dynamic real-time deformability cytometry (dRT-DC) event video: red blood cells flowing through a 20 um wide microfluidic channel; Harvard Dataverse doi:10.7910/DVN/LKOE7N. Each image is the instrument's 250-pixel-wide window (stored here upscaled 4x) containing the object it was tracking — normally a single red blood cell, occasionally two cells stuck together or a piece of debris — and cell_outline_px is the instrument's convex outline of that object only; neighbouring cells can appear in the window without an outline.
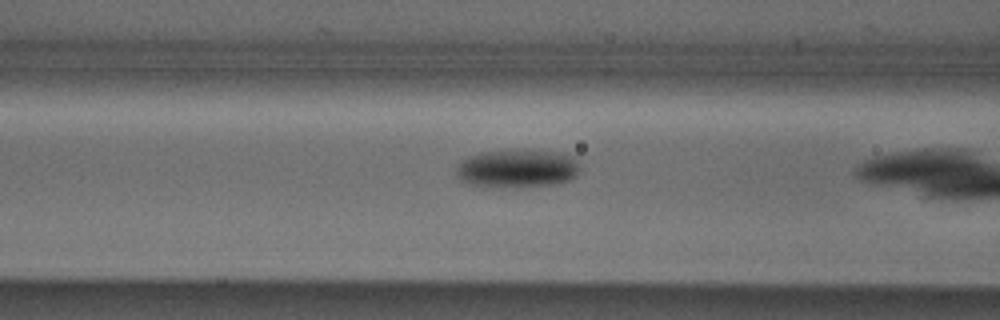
{"species": "Egyptian fruit bat (a non-hibernating species)", "species_latin": "Rousettus aegyptiacus", "temperature_condition": "cold", "stored_images_in_passage": 6, "camera_frame_rate_fps": 3000, "um_per_image_px": 0.085, "animal": {"sex": "male"}, "frame": {"image": 1, "passage_image": 5, "time_ms": 1.333, "image_size_px": [1000, 320], "cell_outline_px": [[580, 168], [576, 176], [568, 180], [556, 184], [528, 188], [472, 184], [460, 180], [456, 176], [456, 168], [460, 160], [468, 156], [480, 152], [508, 148], [528, 148], [556, 152], [576, 156]], "centroid_in_image_um": [44.0, 14.28], "position_along_channel_um": 122.6, "area_um2": 28.61}}